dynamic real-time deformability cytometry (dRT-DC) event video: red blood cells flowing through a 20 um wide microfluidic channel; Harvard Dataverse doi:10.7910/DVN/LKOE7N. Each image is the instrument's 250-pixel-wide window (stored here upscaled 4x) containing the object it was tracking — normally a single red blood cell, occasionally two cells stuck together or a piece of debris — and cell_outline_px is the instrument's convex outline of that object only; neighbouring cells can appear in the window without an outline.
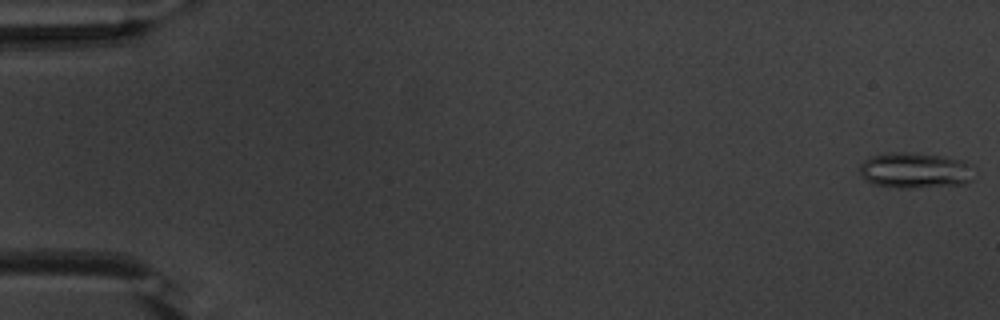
{"species": "common noctule bat (a hibernating species)", "species_latin": "Nyctalus noctula", "temperature_condition": "warm", "stored_images_in_passage": 54, "camera_frame_rate_fps": 3000, "um_per_image_px": 0.085, "animal": {"sex": "male", "body_mass_g": 20.1, "forearm_length_mm": 53.5}, "frame": {"image": 1, "passage_image": 1, "time_ms": 0.0, "image_size_px": [1000, 320], "cell_outline_px": [[976, 168], [972, 180], [968, 184], [912, 188], [896, 188], [872, 184], [860, 176], [860, 164], [868, 156], [888, 152], [912, 152], [944, 156], [964, 160], [972, 164]], "centroid_in_image_um": [77.82, 14.48], "position_along_channel_um": 7.2, "area_um2": 24.68}}
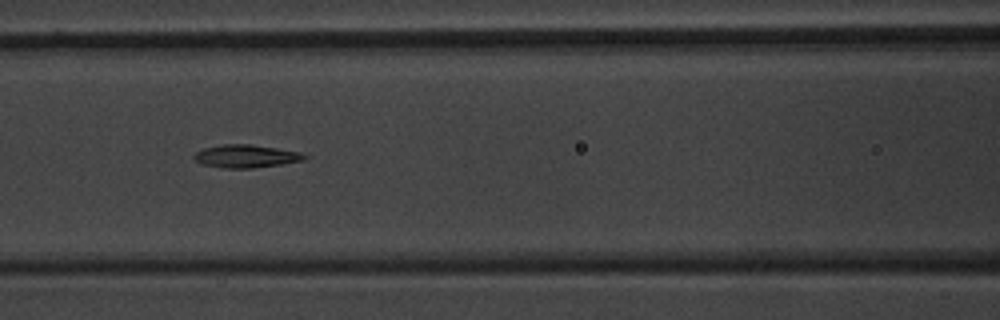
{"frame": {"image": 2, "passage_image": 24, "time_ms": 7.667, "image_size_px": [1000, 320], "cell_outline_px": [[308, 156], [304, 160], [280, 164], [252, 168], [224, 168], [204, 164], [196, 160], [192, 156], [196, 152], [204, 148], [224, 144], [252, 144], [300, 152]], "centroid_in_image_um": [20.91, 13.27], "position_along_channel_um": 145.7, "area_um2": 14.57}}
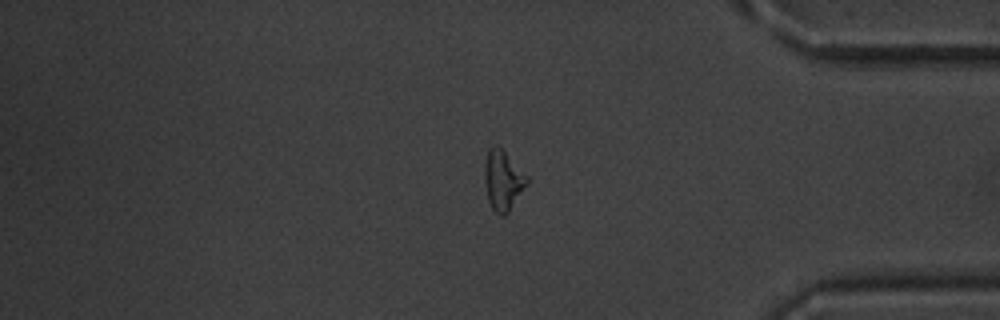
{"frame": {"image": 3, "passage_image": 45, "time_ms": 14.667, "image_size_px": [1000, 320], "cell_outline_px": [[528, 184], [508, 212], [504, 216], [500, 216], [492, 208], [488, 200], [484, 176], [484, 164], [488, 148], [492, 144], [496, 144], [528, 176]], "centroid_in_image_um": [42.74, 15.32], "position_along_channel_um": 392.5, "area_um2": 14.74}, "authors_computed_cell_mechanics": {"area_um2": 14.8546, "velocity_mm_per_s": 3.8214, "shape_relaxation_time_tau1_ms": null, "shape_relaxation_time_tau2_ms": 3.3443, "deformation_change_tau1": null, "deformation_change_tau2": 0.1209}}